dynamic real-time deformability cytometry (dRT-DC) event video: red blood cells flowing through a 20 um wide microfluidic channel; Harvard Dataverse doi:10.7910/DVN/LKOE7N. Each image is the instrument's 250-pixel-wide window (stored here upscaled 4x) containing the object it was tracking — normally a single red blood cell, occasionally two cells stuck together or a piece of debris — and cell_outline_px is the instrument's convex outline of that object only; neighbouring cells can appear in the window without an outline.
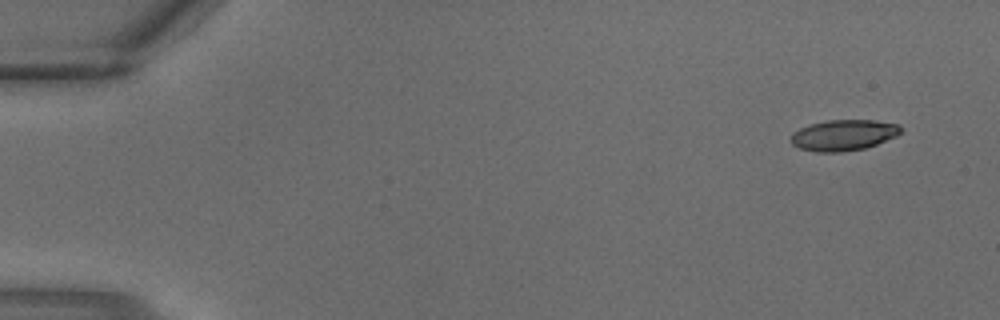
{"species": "common noctule bat (a hibernating species)", "species_latin": "Nyctalus noctula", "temperature_condition": "warm", "stored_images_in_passage": 3, "camera_frame_rate_fps": 3000, "um_per_image_px": 0.085, "animal": {"sex": "male", "body_mass_g": 18.8}, "frame": {"image": 1, "passage_image": 1, "time_ms": 0.0, "image_size_px": [1000, 320], "cell_outline_px": [[900, 132], [896, 136], [876, 144], [864, 148], [840, 152], [816, 152], [800, 148], [792, 144], [792, 132], [808, 124], [828, 120], [876, 120], [900, 124]], "centroid_in_image_um": [71.69, 11.47], "position_along_channel_um": 13.3, "area_um2": 19.71}}
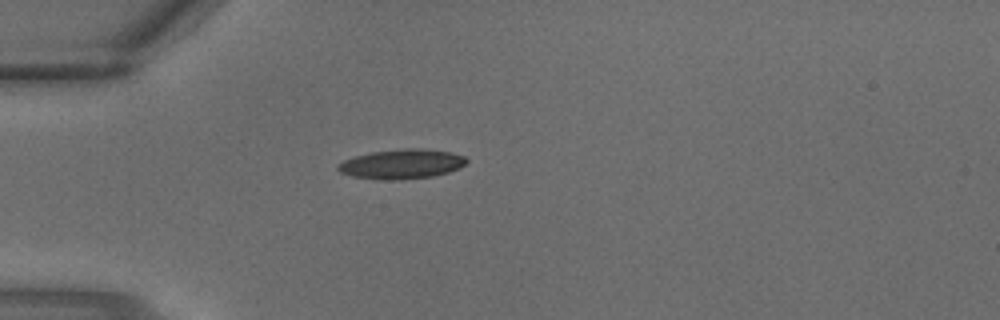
{"frame": {"image": 2, "passage_image": 3, "time_ms": 0.667, "image_size_px": [1000, 320], "cell_outline_px": [[468, 160], [460, 168], [448, 172], [432, 176], [400, 180], [384, 180], [352, 176], [340, 172], [336, 168], [336, 164], [344, 160], [356, 156], [372, 152], [404, 148], [424, 148], [448, 152], [464, 156]], "centroid_in_image_um": [34.13, 13.94], "position_along_channel_um": 50.9, "area_um2": 22.14}}